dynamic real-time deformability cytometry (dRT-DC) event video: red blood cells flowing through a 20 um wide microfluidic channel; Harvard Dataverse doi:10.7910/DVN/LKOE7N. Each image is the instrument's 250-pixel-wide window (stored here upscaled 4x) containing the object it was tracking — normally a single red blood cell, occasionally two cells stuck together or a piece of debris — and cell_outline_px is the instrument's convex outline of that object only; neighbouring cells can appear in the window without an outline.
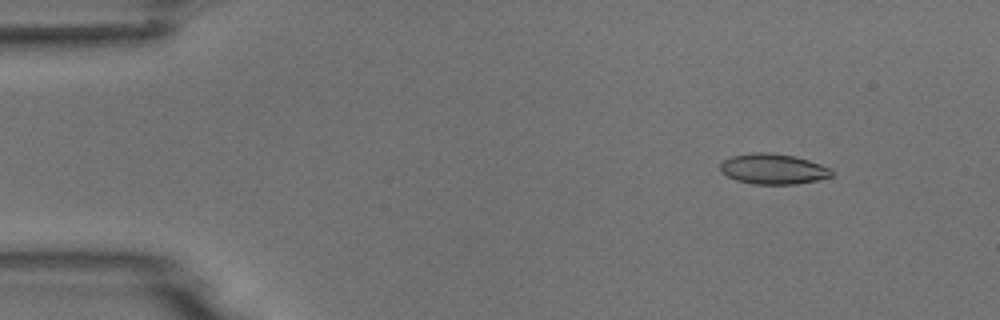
{"species": "common noctule bat (a hibernating species)", "species_latin": "Nyctalus noctula", "temperature_condition": "room temperature", "stored_images_in_passage": 4, "camera_frame_rate_fps": 3000, "um_per_image_px": 0.085, "animal": {"sex": "male", "body_mass_g": 18.8}, "frame": {"image": 1, "passage_image": 2, "time_ms": 1.333, "image_size_px": [1000, 320], "cell_outline_px": [[832, 176], [816, 180], [796, 184], [752, 184], [736, 180], [720, 172], [720, 164], [724, 160], [732, 156], [756, 152], [768, 152], [792, 156], [808, 160], [832, 168]], "centroid_in_image_um": [65.7, 14.37], "position_along_channel_um": 19.3, "area_um2": 19.65}}